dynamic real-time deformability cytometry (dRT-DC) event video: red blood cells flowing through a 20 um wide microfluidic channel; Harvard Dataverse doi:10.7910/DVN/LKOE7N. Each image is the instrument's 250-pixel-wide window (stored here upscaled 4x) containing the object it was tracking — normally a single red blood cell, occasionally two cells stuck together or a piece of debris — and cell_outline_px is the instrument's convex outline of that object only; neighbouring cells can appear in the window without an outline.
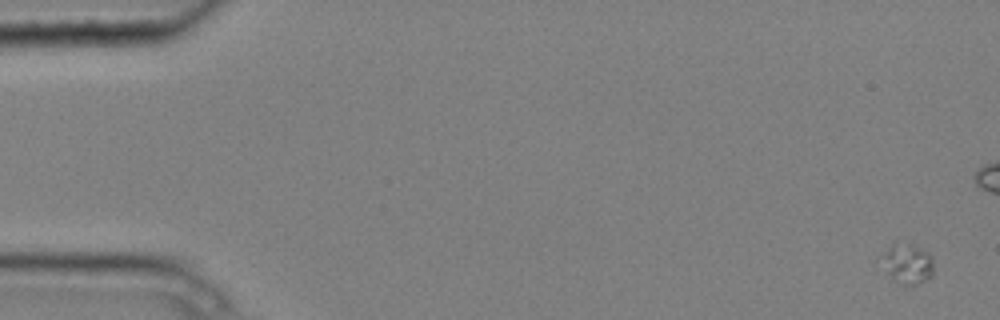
{"species": "common noctule bat (a hibernating species)", "species_latin": "Nyctalus noctula", "temperature_condition": "cold", "stored_images_in_passage": 6, "segment_of_instrument_passage": [1, 2], "camera_frame_rate_fps": 3000, "um_per_image_px": 0.085, "animal": {"sex": "male", "body_mass_g": 20.4}, "frame": {"image": 1, "passage_image": 1, "time_ms": 0.0, "image_size_px": [1000, 320], "cell_outline_px": [[932, 276], [916, 284], [904, 284], [892, 276], [888, 272], [888, 248], [896, 240], [912, 244], [928, 252], [932, 256]], "centroid_in_image_um": [77.27, 22.35], "position_along_channel_um": 7.7, "area_um2": 11.1}}
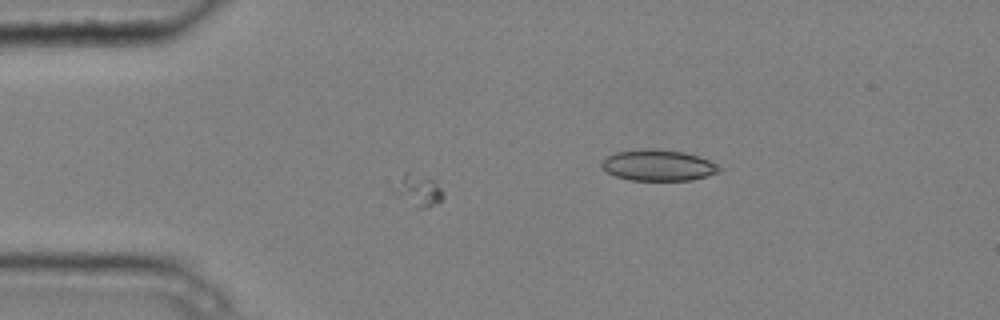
{"frame": {"image": 2, "passage_image": 5, "time_ms": 1.333, "image_size_px": [1000, 320], "cell_outline_px": [[444, 196], [436, 204], [428, 208], [416, 208], [392, 196], [388, 192], [388, 188], [408, 168], [432, 180], [440, 188]], "centroid_in_image_um": [35.35, 16.16], "position_along_channel_um": 49.6, "area_um2": 10.06}}